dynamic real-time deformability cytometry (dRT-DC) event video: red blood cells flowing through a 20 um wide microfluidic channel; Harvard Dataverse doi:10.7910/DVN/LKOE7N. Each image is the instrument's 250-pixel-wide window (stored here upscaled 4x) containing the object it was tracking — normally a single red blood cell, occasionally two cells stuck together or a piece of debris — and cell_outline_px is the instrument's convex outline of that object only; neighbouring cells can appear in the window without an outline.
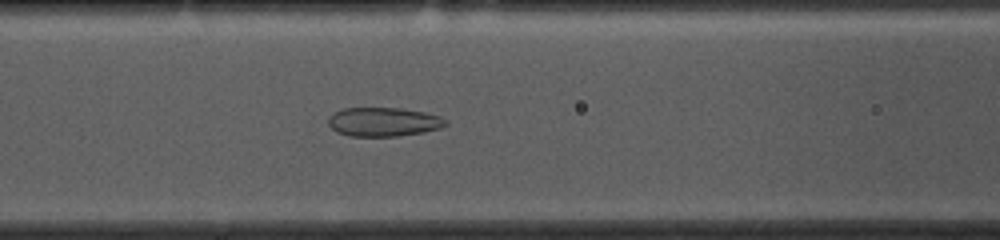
{"species": "common noctule bat (a hibernating species)", "species_latin": "Nyctalus noctula", "temperature_condition": "cold", "stored_images_in_passage": 52, "camera_frame_rate_fps": 3000, "um_per_image_px": 0.085, "animal": {"sex": "female", "body_mass_g": 10.0, "forearm_length_mm": 53.1}, "frame": {"image": 1, "passage_image": 20, "time_ms": 6.333, "image_size_px": [1000, 240], "cell_outline_px": [[448, 124], [440, 128], [424, 132], [396, 136], [348, 136], [336, 132], [328, 124], [328, 120], [336, 112], [344, 108], [400, 108], [424, 112], [440, 116], [448, 120]], "centroid_in_image_um": [32.63, 10.36], "position_along_channel_um": 134.0, "area_um2": 19.77}}
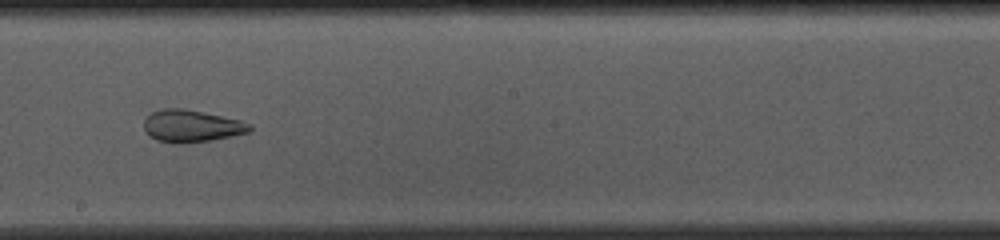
{"frame": {"image": 2, "passage_image": 28, "time_ms": 9.0, "image_size_px": [1000, 240], "cell_outline_px": [[252, 132], [212, 140], [180, 144], [176, 144], [156, 140], [144, 132], [144, 120], [152, 112], [160, 108], [184, 108], [240, 120], [252, 124]], "centroid_in_image_um": [16.28, 10.72], "position_along_channel_um": 231.9, "area_um2": 20.11}}
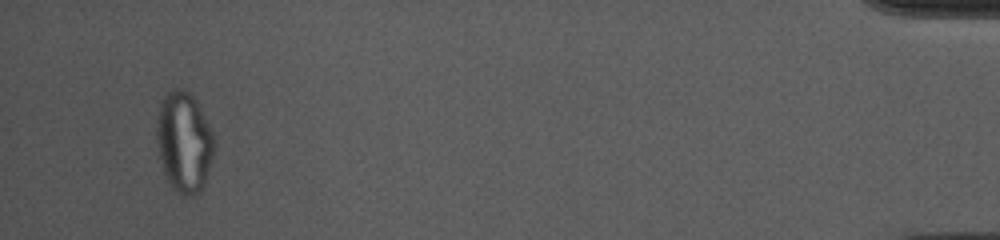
{"frame": {"image": 3, "passage_image": 50, "time_ms": 16.333, "image_size_px": [1000, 240], "cell_outline_px": [[212, 156], [204, 184], [200, 192], [192, 196], [184, 196], [176, 192], [172, 188], [168, 180], [160, 156], [156, 140], [156, 120], [160, 104], [164, 96], [172, 88], [184, 88], [196, 100], [208, 124], [212, 136]], "centroid_in_image_um": [15.61, 12.06], "position_along_channel_um": 419.6, "area_um2": 33.12}, "authors_computed_cell_mechanics": {"area_um2": 25.9522, "velocity_mm_per_s": 3.6796, "shape_relaxation_time_tau1_ms": null, "shape_relaxation_time_tau2_ms": 1.676, "deformation_change_tau1": null, "deformation_change_tau2": 0.082}}